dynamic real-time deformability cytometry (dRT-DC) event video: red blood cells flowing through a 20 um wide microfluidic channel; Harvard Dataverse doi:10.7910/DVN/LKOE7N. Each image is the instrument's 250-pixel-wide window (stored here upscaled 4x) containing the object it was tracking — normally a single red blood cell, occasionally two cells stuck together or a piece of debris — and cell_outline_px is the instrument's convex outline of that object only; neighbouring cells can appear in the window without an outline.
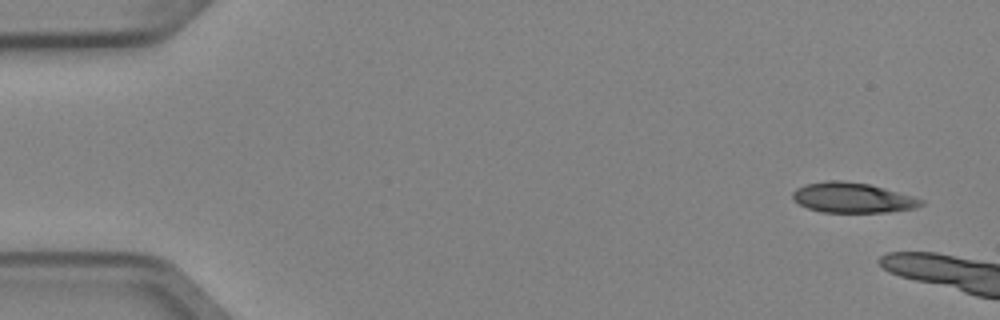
{"species": "Egyptian fruit bat (a non-hibernating species)", "species_latin": "Rousettus aegyptiacus", "temperature_condition": "cold", "stored_images_in_passage": 3, "camera_frame_rate_fps": 3000, "um_per_image_px": 0.085, "animal": {"sex": "female"}, "frame": {"image": 1, "passage_image": 1, "time_ms": 0.0, "image_size_px": [1000, 320], "cell_outline_px": [[924, 204], [916, 208], [888, 212], [820, 212], [808, 208], [792, 200], [792, 192], [796, 188], [804, 184], [828, 180], [844, 180], [868, 184], [884, 188], [912, 196], [924, 200]], "centroid_in_image_um": [72.43, 16.8], "position_along_channel_um": 12.6, "area_um2": 22.66}}